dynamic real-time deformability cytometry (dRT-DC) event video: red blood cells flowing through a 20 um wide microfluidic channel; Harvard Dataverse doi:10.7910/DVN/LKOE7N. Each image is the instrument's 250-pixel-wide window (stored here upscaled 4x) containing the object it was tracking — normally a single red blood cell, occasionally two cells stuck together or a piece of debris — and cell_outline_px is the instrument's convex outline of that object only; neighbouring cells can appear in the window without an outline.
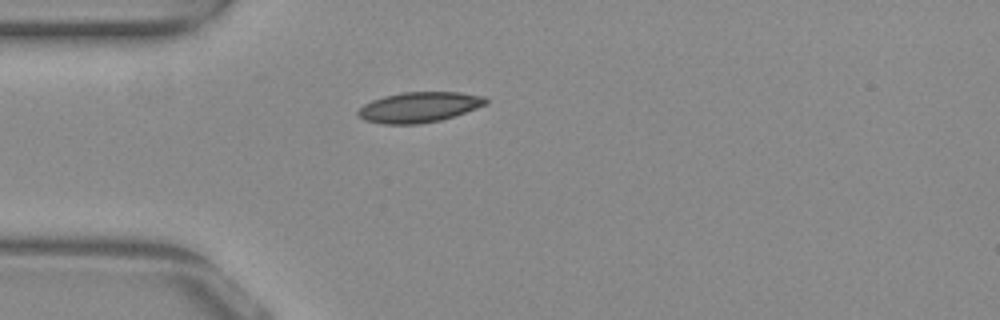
{"species": "common noctule bat (a hibernating species)", "species_latin": "Nyctalus noctula", "temperature_condition": "warm", "stored_images_in_passage": 6, "camera_frame_rate_fps": 3000, "um_per_image_px": 0.085, "animal": {"sex": "female", "body_mass_g": 29.2, "forearm_length_mm": 56.3}, "frame": {"image": 1, "passage_image": 1, "time_ms": 0.0, "image_size_px": [1000, 320], "cell_outline_px": [[488, 104], [440, 120], [420, 124], [384, 124], [364, 120], [356, 116], [356, 112], [364, 104], [372, 100], [384, 96], [404, 92], [460, 92], [484, 96], [488, 100]], "centroid_in_image_um": [35.6, 9.11], "position_along_channel_um": 49.4, "area_um2": 22.6}}
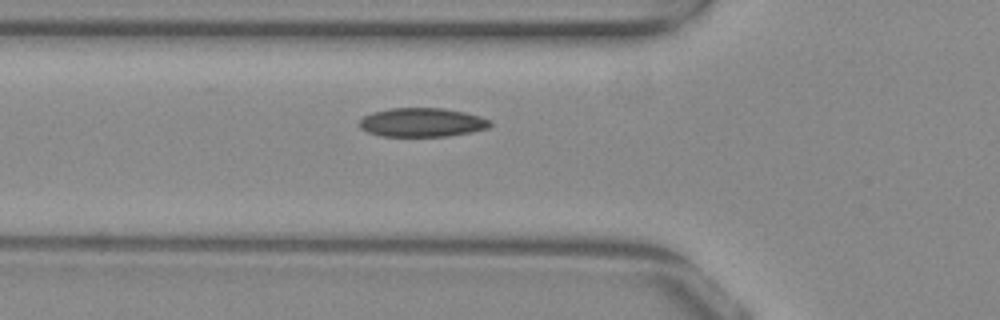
{"frame": {"image": 2, "passage_image": 5, "time_ms": 1.333, "image_size_px": [1000, 320], "cell_outline_px": [[492, 124], [488, 128], [472, 132], [448, 136], [384, 136], [368, 132], [360, 128], [360, 120], [364, 116], [372, 112], [388, 108], [444, 108], [464, 112], [480, 116], [492, 120]], "centroid_in_image_um": [35.9, 10.4], "position_along_channel_um": 89.9, "area_um2": 22.08}}